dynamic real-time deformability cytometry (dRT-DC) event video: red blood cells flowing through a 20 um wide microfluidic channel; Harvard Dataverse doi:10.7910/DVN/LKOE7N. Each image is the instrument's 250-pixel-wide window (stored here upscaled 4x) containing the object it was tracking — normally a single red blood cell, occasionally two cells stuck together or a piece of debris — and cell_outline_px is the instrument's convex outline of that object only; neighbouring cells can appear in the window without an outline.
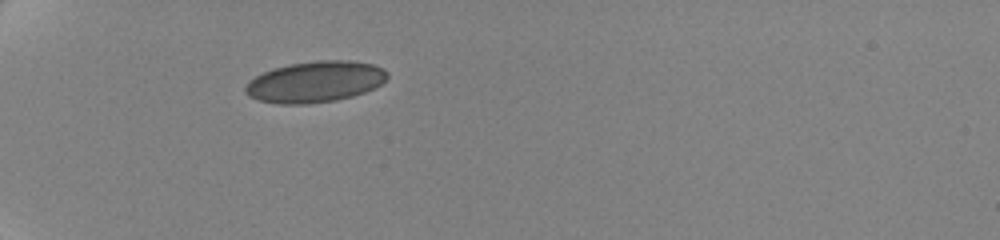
{"species": "human", "species_latin": "Homo sapiens", "temperature_condition": "cold", "stored_images_in_passage": 18, "camera_frame_rate_fps": 3000, "um_per_image_px": 0.085, "donor": {"sex": "female"}, "frame": {"image": 1, "passage_image": 1, "time_ms": 0.0, "image_size_px": [1000, 240], "cell_outline_px": [[388, 76], [380, 84], [364, 92], [352, 96], [336, 100], [308, 104], [280, 104], [260, 100], [248, 96], [244, 92], [244, 88], [256, 76], [272, 68], [288, 64], [320, 60], [348, 60], [372, 64], [384, 68], [388, 72]], "centroid_in_image_um": [26.79, 6.95], "position_along_channel_um": 58.2, "area_um2": 33.87}}
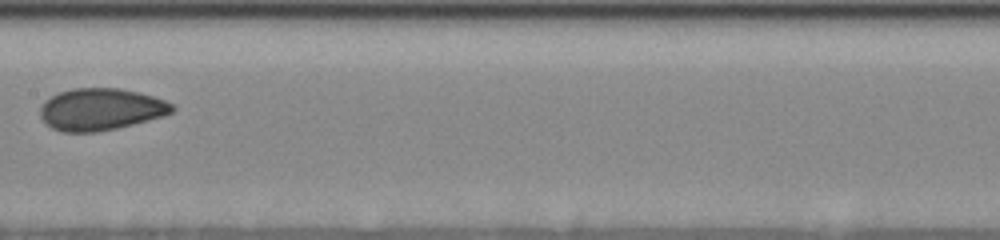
{"frame": {"image": 2, "passage_image": 7, "time_ms": 4.667, "image_size_px": [1000, 240], "cell_outline_px": [[176, 108], [172, 112], [164, 116], [116, 128], [96, 132], [60, 132], [52, 128], [40, 116], [40, 108], [44, 100], [60, 92], [72, 88], [120, 88], [140, 92], [164, 100], [172, 104]], "centroid_in_image_um": [8.56, 9.29], "position_along_channel_um": 198.8, "area_um2": 32.25}}
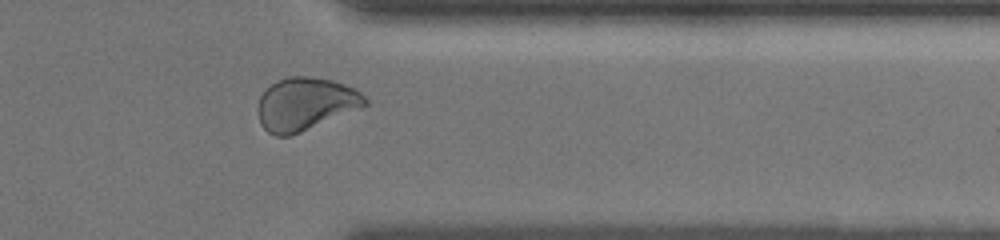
{"frame": {"image": 3, "passage_image": 14, "time_ms": 10.0, "image_size_px": [1000, 240], "cell_outline_px": [[368, 104], [364, 108], [288, 136], [276, 136], [268, 132], [260, 124], [260, 96], [276, 80], [288, 76], [312, 76], [332, 80], [356, 88], [368, 100]], "centroid_in_image_um": [26.02, 8.82], "position_along_channel_um": 385.4, "area_um2": 32.89}, "authors_computed_cell_mechanics": {"area_um2": 32.657, "velocity_mm_per_s": 3.5068, "shape_relaxation_time_tau1_ms": 5.9671, "shape_relaxation_time_tau2_ms": null, "deformation_change_tau1": 0.0936, "deformation_change_tau2": null}}